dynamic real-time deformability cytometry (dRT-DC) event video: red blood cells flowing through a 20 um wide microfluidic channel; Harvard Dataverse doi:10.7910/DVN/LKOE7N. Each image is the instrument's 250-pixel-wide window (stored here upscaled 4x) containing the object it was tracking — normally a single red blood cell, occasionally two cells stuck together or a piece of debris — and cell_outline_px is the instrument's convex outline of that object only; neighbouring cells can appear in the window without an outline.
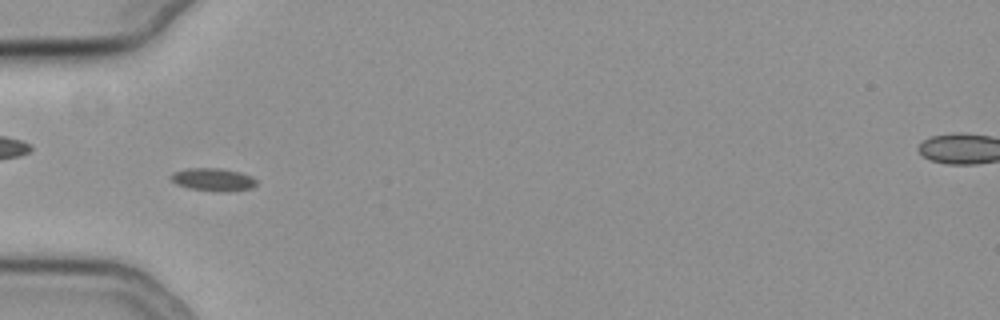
{"species": "common noctule bat (a hibernating species)", "species_latin": "Nyctalus noctula", "temperature_condition": "cold", "stored_images_in_passage": 58, "camera_frame_rate_fps": 3000, "um_per_image_px": 0.085, "animal": {"sex": "female", "body_mass_g": 19.3, "forearm_length_mm": 54.1}, "frame": {"image": 1, "passage_image": 21, "time_ms": 6.667, "image_size_px": [1000, 320], "cell_outline_px": [[256, 184], [252, 188], [228, 192], [216, 192], [188, 188], [176, 184], [168, 176], [172, 172], [184, 168], [220, 168], [240, 172], [252, 176], [256, 180]], "centroid_in_image_um": [18.08, 15.26], "position_along_channel_um": 66.9, "area_um2": 11.68}}
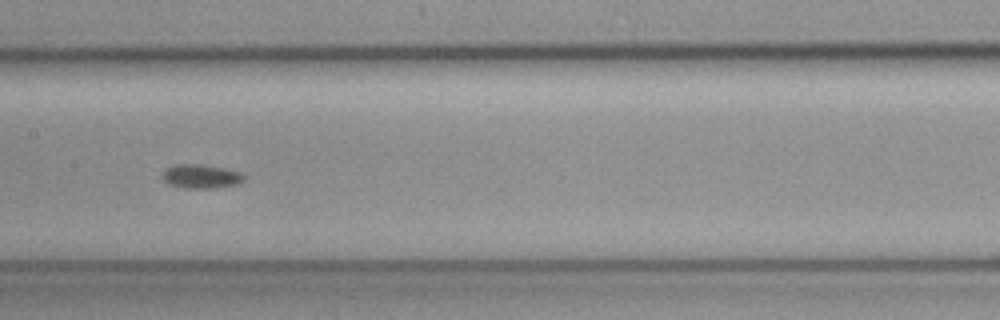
{"frame": {"image": 2, "passage_image": 31, "time_ms": 10.0, "image_size_px": [1000, 320], "cell_outline_px": [[244, 180], [236, 184], [212, 188], [184, 188], [168, 184], [160, 176], [164, 168], [172, 164], [200, 164], [224, 168], [240, 172], [244, 176]], "centroid_in_image_um": [17.01, 14.98], "position_along_channel_um": 190.4, "area_um2": 11.5}}
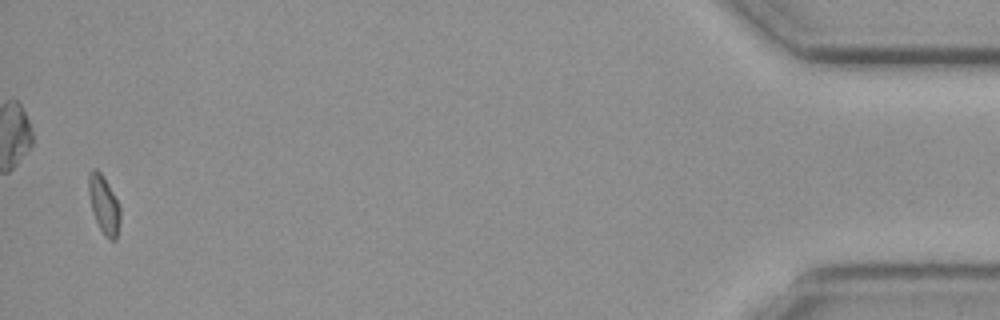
{"frame": {"image": 3, "passage_image": 57, "time_ms": 18.667, "image_size_px": [1000, 320], "cell_outline_px": [[120, 220], [116, 240], [108, 240], [104, 236], [92, 212], [88, 192], [88, 172], [92, 168], [96, 168], [100, 172], [108, 184], [120, 208]], "centroid_in_image_um": [8.81, 17.4], "position_along_channel_um": 426.4, "area_um2": 10.69}}